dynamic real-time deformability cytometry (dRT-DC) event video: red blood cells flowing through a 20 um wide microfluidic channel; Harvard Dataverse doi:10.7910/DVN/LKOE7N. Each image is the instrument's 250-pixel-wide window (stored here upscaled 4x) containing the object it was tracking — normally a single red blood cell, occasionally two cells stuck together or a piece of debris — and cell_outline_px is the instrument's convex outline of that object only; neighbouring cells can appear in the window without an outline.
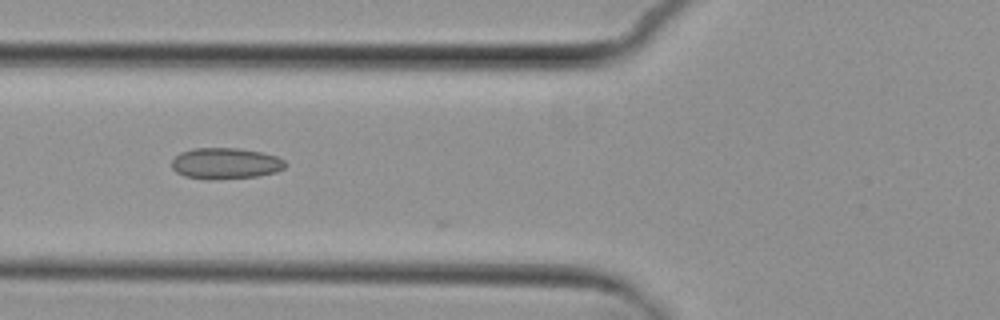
{"species": "common noctule bat (a hibernating species)", "species_latin": "Nyctalus noctula", "temperature_condition": "cold", "stored_images_in_passage": 7, "camera_frame_rate_fps": 3000, "um_per_image_px": 0.085, "animal": {"sex": "female", "body_mass_g": 29.2, "forearm_length_mm": 56.3}, "frame": {"image": 1, "passage_image": 6, "time_ms": 7.0, "image_size_px": [1000, 320], "cell_outline_px": [[288, 164], [284, 168], [276, 172], [256, 176], [212, 180], [208, 180], [184, 176], [176, 172], [172, 168], [172, 160], [180, 152], [192, 148], [236, 148], [260, 152], [276, 156], [284, 160]], "centroid_in_image_um": [19.15, 13.89], "position_along_channel_um": 106.6, "area_um2": 20.69}}